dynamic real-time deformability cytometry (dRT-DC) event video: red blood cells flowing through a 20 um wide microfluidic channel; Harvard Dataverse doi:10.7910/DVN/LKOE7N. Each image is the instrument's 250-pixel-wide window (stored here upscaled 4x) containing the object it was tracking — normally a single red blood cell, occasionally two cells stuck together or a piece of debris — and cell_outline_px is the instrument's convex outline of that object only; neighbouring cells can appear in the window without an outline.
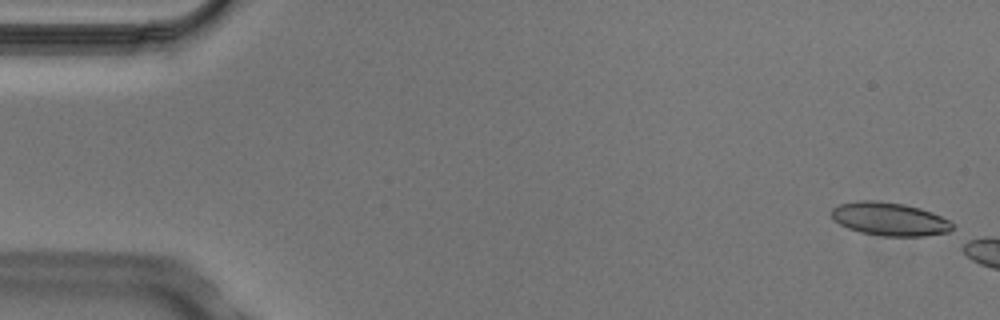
{"species": "Egyptian fruit bat (a non-hibernating species)", "species_latin": "Rousettus aegyptiacus", "temperature_condition": "cold", "stored_images_in_passage": 3, "camera_frame_rate_fps": 3000, "um_per_image_px": 0.085, "animal": {"sex": "male"}, "frame": {"image": 1, "passage_image": 1, "time_ms": 0.0, "image_size_px": [1000, 320], "cell_outline_px": [[952, 228], [948, 232], [924, 236], [880, 236], [860, 232], [848, 228], [840, 224], [832, 216], [832, 208], [840, 204], [856, 200], [880, 200], [904, 204], [920, 208], [932, 212], [948, 220], [952, 224]], "centroid_in_image_um": [75.6, 18.61], "position_along_channel_um": 9.4, "area_um2": 23.41}}